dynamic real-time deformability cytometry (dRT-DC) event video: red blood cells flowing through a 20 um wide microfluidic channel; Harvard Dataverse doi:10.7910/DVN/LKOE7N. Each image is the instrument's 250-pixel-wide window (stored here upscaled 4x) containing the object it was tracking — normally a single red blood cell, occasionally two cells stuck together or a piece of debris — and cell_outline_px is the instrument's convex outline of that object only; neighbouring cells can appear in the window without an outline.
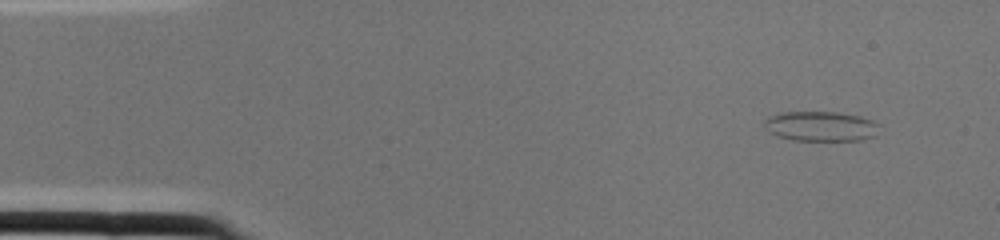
{"species": "common noctule bat (a hibernating species)", "species_latin": "Nyctalus noctula", "temperature_condition": "cold", "stored_images_in_passage": 1, "camera_frame_rate_fps": 3000, "um_per_image_px": 0.085, "animal": {"sex": "female", "body_mass_g": 22.0, "forearm_length_mm": 56.7}, "frame": {"image": 1, "passage_image": 1, "time_ms": 0.0, "image_size_px": [1000, 240], "cell_outline_px": [[880, 124], [876, 136], [860, 140], [792, 140], [776, 136], [768, 132], [764, 128], [764, 120], [768, 116], [780, 112], [836, 112], [860, 116], [872, 120]], "centroid_in_image_um": [69.74, 10.73], "position_along_channel_um": 15.3, "area_um2": 20.29}}